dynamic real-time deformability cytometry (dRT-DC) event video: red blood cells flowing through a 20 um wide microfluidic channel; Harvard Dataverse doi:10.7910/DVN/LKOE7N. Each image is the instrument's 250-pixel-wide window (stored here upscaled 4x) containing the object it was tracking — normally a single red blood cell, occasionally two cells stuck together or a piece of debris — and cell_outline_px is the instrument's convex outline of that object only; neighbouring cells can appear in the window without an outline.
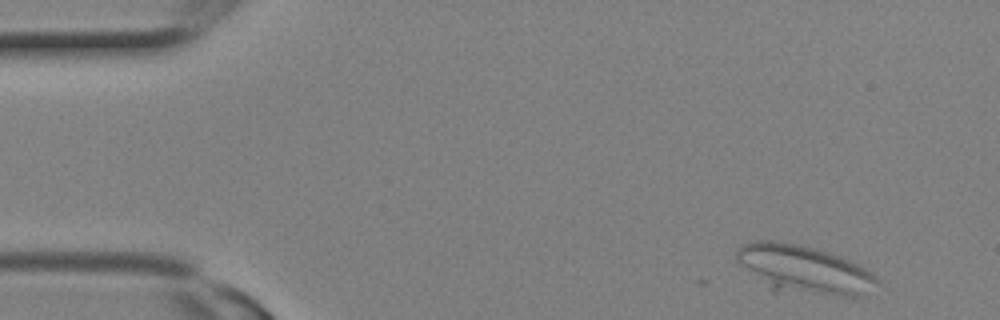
{"species": "Egyptian fruit bat (a non-hibernating species)", "species_latin": "Rousettus aegyptiacus", "temperature_condition": "room temperature", "stored_images_in_passage": 3, "camera_frame_rate_fps": 3000, "um_per_image_px": 0.085, "animal": {"sex": "female"}, "frame": {"image": 1, "passage_image": 1, "time_ms": 0.0, "image_size_px": [1000, 320], "cell_outline_px": [[880, 280], [864, 296], [836, 296], [772, 292], [736, 260], [736, 252], [744, 244], [752, 240], [772, 240], [796, 244], [816, 248], [828, 252], [848, 260], [872, 272]], "centroid_in_image_um": [68.34, 22.93], "position_along_channel_um": 16.7, "area_um2": 39.65}}